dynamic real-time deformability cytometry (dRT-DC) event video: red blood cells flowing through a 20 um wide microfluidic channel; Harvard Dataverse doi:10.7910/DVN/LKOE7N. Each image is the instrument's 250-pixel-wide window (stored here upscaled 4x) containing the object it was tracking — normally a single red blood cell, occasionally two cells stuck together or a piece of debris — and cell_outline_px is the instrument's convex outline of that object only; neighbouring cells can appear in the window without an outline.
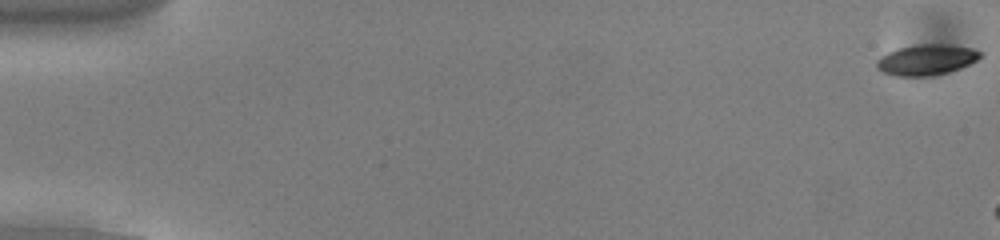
{"species": "common noctule bat (a hibernating species)", "species_latin": "Nyctalus noctula", "temperature_condition": "cold", "stored_images_in_passage": 7, "camera_frame_rate_fps": 3000, "um_per_image_px": 0.085, "animal": {"sex": "male", "body_mass_g": 13.0, "forearm_length_mm": 53.1}, "frame": {"image": 1, "passage_image": 1, "time_ms": 0.0, "image_size_px": [1000, 240], "cell_outline_px": [[980, 56], [976, 60], [960, 68], [948, 72], [932, 76], [896, 76], [880, 72], [876, 68], [876, 60], [880, 56], [888, 52], [900, 48], [924, 44], [944, 44], [972, 48], [980, 52]], "centroid_in_image_um": [78.69, 5.1], "position_along_channel_um": 6.3, "area_um2": 18.38}}